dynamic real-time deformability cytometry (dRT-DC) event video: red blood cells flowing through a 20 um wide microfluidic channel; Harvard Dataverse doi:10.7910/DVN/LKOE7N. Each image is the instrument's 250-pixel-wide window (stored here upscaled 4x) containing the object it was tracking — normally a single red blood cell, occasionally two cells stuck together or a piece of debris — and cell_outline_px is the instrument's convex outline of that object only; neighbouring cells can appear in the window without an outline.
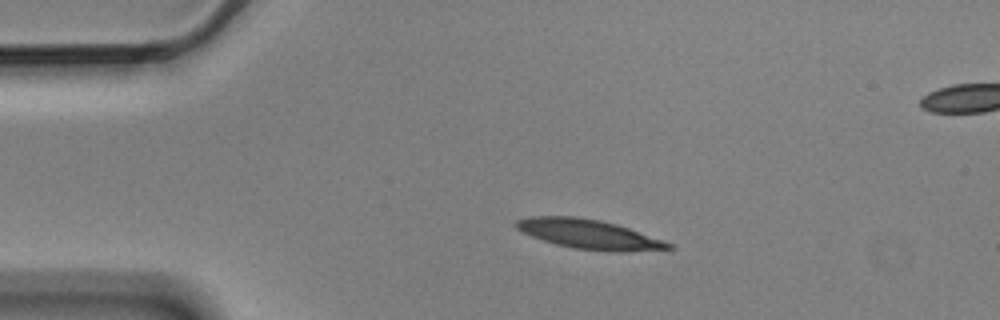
{"species": "Egyptian fruit bat (a non-hibernating species)", "species_latin": "Rousettus aegyptiacus", "temperature_condition": "cold", "stored_images_in_passage": 3, "camera_frame_rate_fps": 3000, "um_per_image_px": 0.085, "animal": {"sex": "male"}, "frame": {"image": 1, "passage_image": 2, "time_ms": 0.333, "image_size_px": [1000, 320], "cell_outline_px": [[676, 248], [628, 252], [616, 252], [572, 248], [556, 244], [532, 236], [516, 228], [512, 224], [516, 220], [528, 216], [576, 216], [600, 220], [616, 224], [628, 228], [672, 244]], "centroid_in_image_um": [50.03, 19.9], "position_along_channel_um": 35.0, "area_um2": 26.01}}